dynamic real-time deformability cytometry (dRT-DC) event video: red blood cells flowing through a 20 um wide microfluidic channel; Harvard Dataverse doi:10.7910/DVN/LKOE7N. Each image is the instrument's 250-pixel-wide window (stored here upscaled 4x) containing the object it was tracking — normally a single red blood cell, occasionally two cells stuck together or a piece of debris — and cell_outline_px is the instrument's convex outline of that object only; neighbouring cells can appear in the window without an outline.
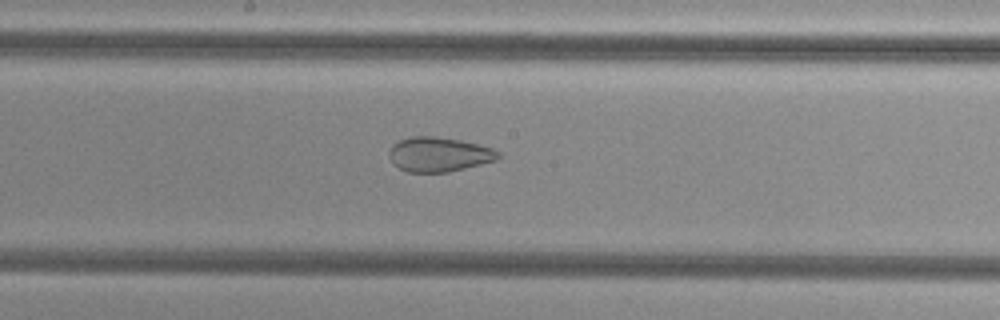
{"species": "common noctule bat (a hibernating species)", "species_latin": "Nyctalus noctula", "temperature_condition": "cold", "stored_images_in_passage": 54, "segment_of_instrument_passage": [2, 2], "camera_frame_rate_fps": 3000, "um_per_image_px": 0.085, "animal": {"sex": "female", "body_mass_g": 29.2, "forearm_length_mm": 56.3}, "frame": {"image": 1, "passage_image": 29, "time_ms": 9.333, "image_size_px": [1000, 320], "cell_outline_px": [[500, 156], [496, 160], [448, 172], [408, 172], [392, 164], [388, 156], [388, 152], [392, 144], [400, 140], [412, 136], [436, 136], [460, 140], [492, 148], [500, 152]], "centroid_in_image_um": [37.26, 13.12], "position_along_channel_um": 210.9, "area_um2": 21.96}}
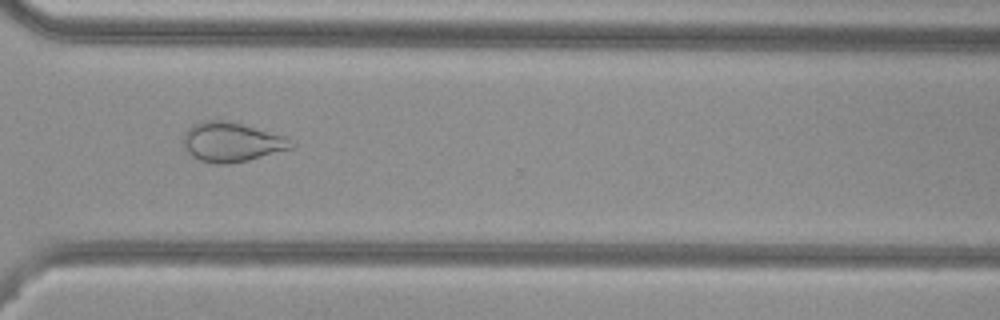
{"frame": {"image": 2, "passage_image": 40, "time_ms": 13.0, "image_size_px": [1000, 320], "cell_outline_px": [[296, 144], [292, 148], [248, 160], [228, 164], [216, 164], [200, 160], [192, 156], [184, 148], [180, 140], [184, 132], [192, 124], [200, 120], [224, 120], [240, 124], [284, 136]], "centroid_in_image_um": [19.61, 12.07], "position_along_channel_um": 351.0, "area_um2": 24.85}}
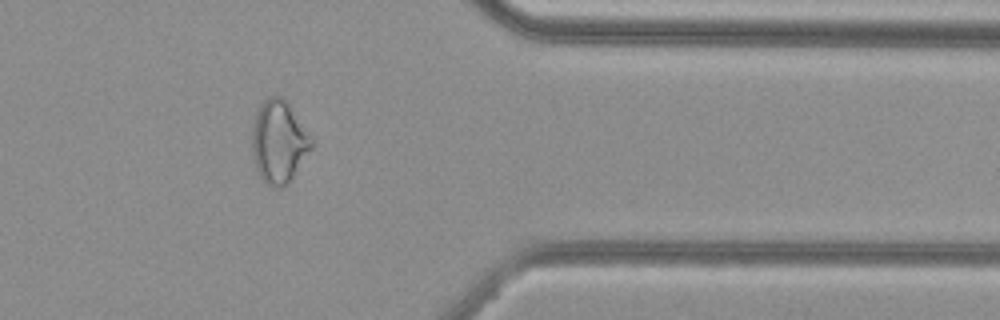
{"frame": {"image": 3, "passage_image": 44, "time_ms": 14.333, "image_size_px": [1000, 320], "cell_outline_px": [[316, 140], [312, 148], [288, 184], [284, 188], [272, 188], [260, 176], [256, 168], [252, 152], [252, 124], [256, 112], [260, 104], [268, 96], [280, 96], [292, 108]], "centroid_in_image_um": [23.72, 12.05], "position_along_channel_um": 387.7, "area_um2": 29.02}}